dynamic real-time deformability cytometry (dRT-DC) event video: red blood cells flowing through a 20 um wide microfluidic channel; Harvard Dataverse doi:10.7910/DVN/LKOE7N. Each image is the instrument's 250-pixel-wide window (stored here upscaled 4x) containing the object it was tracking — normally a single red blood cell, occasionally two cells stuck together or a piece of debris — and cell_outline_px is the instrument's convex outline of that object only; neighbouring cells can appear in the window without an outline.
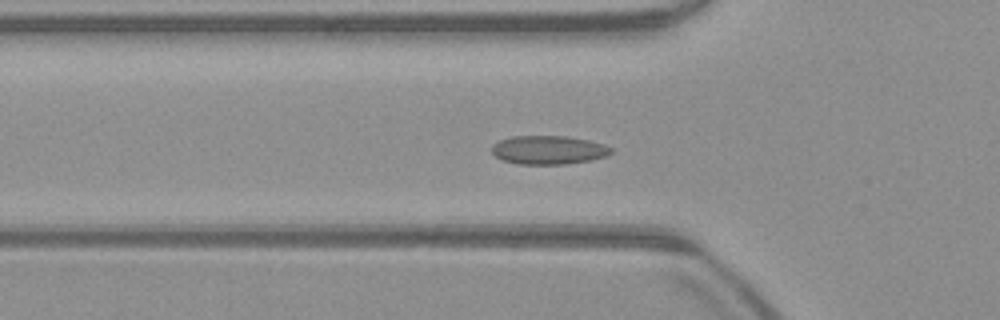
{"species": "common noctule bat (a hibernating species)", "species_latin": "Nyctalus noctula", "temperature_condition": "warm", "stored_images_in_passage": 52, "camera_frame_rate_fps": 3000, "um_per_image_px": 0.085, "animal": {"sex": "male", "body_mass_g": 23.1, "forearm_length_mm": 52.7}, "frame": {"image": 1, "passage_image": 17, "time_ms": 5.333, "image_size_px": [1000, 320], "cell_outline_px": [[612, 152], [604, 156], [592, 160], [564, 164], [520, 164], [504, 160], [496, 156], [492, 152], [492, 144], [500, 140], [512, 136], [564, 136], [588, 140], [604, 144], [612, 148]], "centroid_in_image_um": [46.62, 12.74], "position_along_channel_um": 79.2, "area_um2": 19.77}}
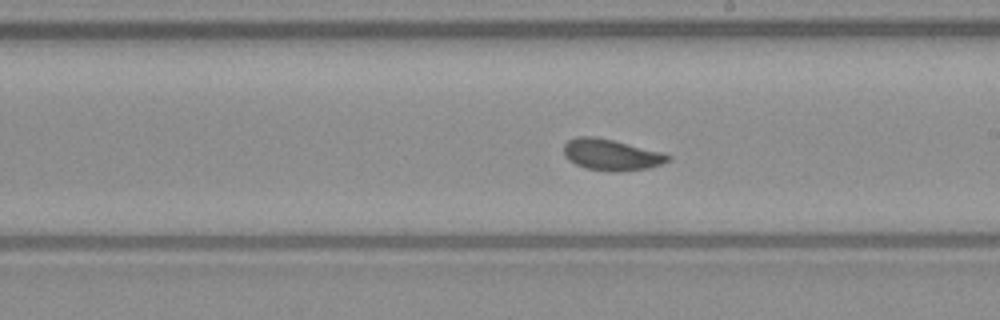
{"frame": {"image": 2, "passage_image": 29, "time_ms": 9.333, "image_size_px": [1000, 320], "cell_outline_px": [[672, 160], [648, 168], [608, 172], [584, 168], [568, 160], [564, 156], [564, 144], [568, 140], [576, 136], [596, 136], [660, 152], [672, 156]], "centroid_in_image_um": [51.91, 13.15], "position_along_channel_um": 237.1, "area_um2": 18.9}}
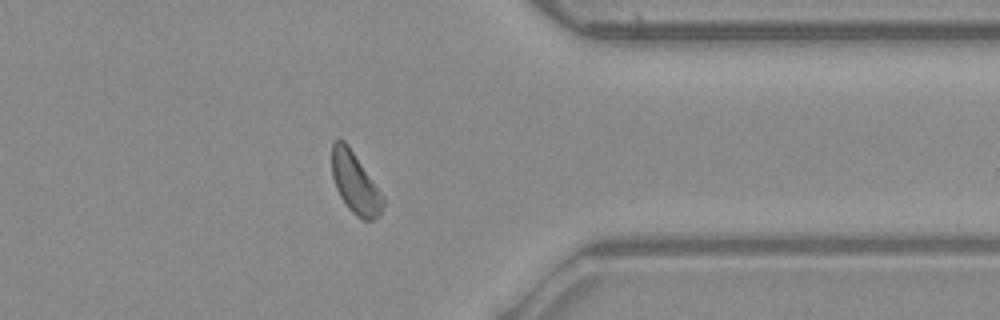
{"frame": {"image": 3, "passage_image": 41, "time_ms": 13.333, "image_size_px": [1000, 320], "cell_outline_px": [[384, 204], [380, 216], [372, 220], [364, 220], [356, 216], [348, 208], [340, 196], [336, 188], [332, 176], [332, 144], [336, 140], [344, 140], [348, 144], [380, 192], [384, 200]], "centroid_in_image_um": [30.17, 15.58], "position_along_channel_um": 381.2, "area_um2": 17.92}, "authors_computed_cell_mechanics": {"area_um2": 18.9006, "velocity_mm_per_s": 3.9224, "shape_relaxation_time_tau1_ms": 10.3972, "shape_relaxation_time_tau2_ms": 2.4626, "deformation_change_tau1": 0.1635, "deformation_change_tau2": 0.057}}